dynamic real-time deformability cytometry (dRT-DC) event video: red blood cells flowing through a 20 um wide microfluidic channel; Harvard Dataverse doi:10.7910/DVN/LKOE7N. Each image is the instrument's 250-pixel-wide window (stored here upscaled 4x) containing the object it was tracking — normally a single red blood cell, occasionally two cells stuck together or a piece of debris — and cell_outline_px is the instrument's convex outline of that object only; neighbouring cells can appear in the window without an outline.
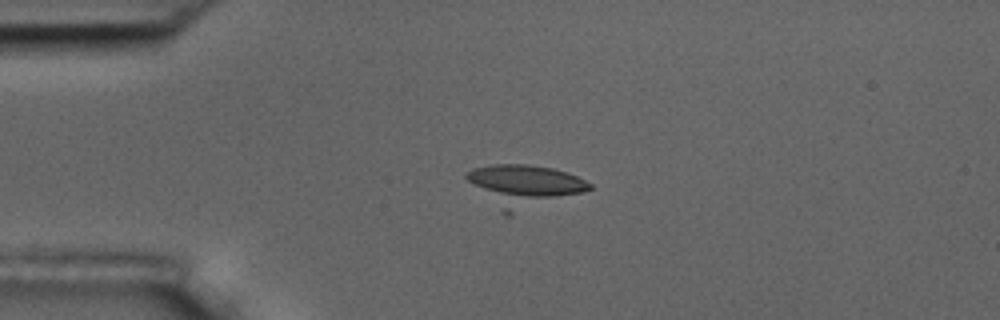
{"species": "common noctule bat (a hibernating species)", "species_latin": "Nyctalus noctula", "temperature_condition": "room temperature", "stored_images_in_passage": 5, "camera_frame_rate_fps": 3000, "um_per_image_px": 0.085, "animal": {"sex": "male", "body_mass_g": 17.5, "forearm_length_mm": 52.3}, "frame": {"image": 1, "passage_image": 4, "time_ms": 3.667, "image_size_px": [1000, 320], "cell_outline_px": [[592, 188], [512, 216], [504, 216], [464, 176], [472, 168], [492, 164], [528, 164], [552, 168], [576, 176], [592, 184]], "centroid_in_image_um": [44.51, 15.81], "position_along_channel_um": 40.5, "area_um2": 29.88}}